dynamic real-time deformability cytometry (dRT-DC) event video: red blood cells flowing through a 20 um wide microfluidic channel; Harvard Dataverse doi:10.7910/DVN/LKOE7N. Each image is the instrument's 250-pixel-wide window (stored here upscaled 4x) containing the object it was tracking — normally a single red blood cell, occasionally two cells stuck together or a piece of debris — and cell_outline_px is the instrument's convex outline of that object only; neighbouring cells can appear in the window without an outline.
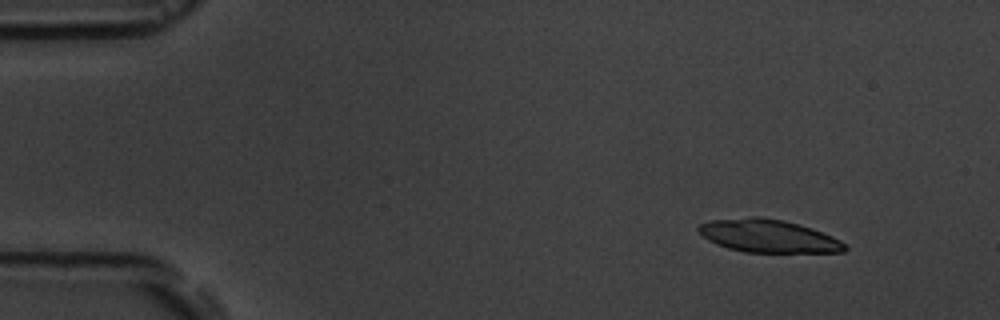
{"species": "common noctule bat (a hibernating species)", "species_latin": "Nyctalus noctula", "temperature_condition": "room temperature", "stored_images_in_passage": 5, "camera_frame_rate_fps": 3000, "um_per_image_px": 0.085, "animal": {"sex": "male", "body_mass_g": 19.5, "forearm_length_mm": 54.6}, "frame": {"image": 1, "passage_image": 1, "time_ms": 0.0, "image_size_px": [1000, 320], "cell_outline_px": [[848, 248], [844, 252], [744, 252], [728, 248], [716, 244], [708, 240], [696, 228], [700, 224], [708, 220], [748, 216], [760, 216], [784, 220], [812, 228], [832, 236], [840, 240]], "centroid_in_image_um": [65.28, 20.04], "position_along_channel_um": 19.7, "area_um2": 28.21}}